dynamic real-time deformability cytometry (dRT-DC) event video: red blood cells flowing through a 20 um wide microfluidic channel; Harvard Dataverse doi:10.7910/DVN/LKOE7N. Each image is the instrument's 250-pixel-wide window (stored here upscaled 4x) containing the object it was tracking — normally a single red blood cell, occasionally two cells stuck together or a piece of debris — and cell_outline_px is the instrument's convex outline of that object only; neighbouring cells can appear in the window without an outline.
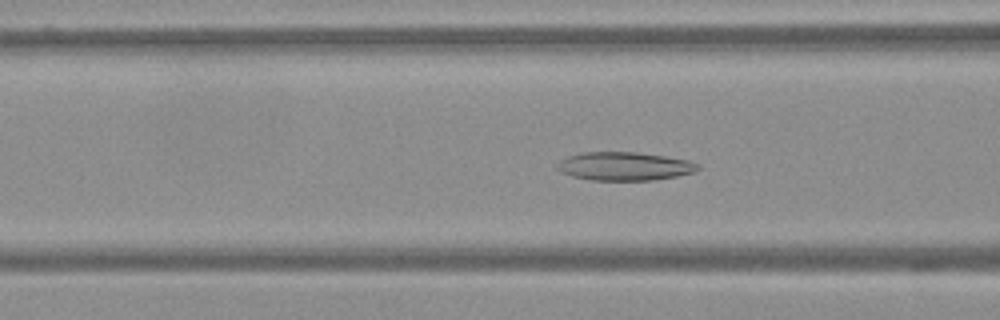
{"species": "Egyptian fruit bat (a non-hibernating species)", "species_latin": "Rousettus aegyptiacus", "temperature_condition": "warm", "stored_images_in_passage": 60, "camera_frame_rate_fps": 3000, "um_per_image_px": 0.085, "frame": {"image": 1, "passage_image": 22, "time_ms": 7.0, "image_size_px": [1000, 320], "cell_outline_px": [[700, 168], [692, 172], [676, 176], [652, 180], [592, 180], [572, 176], [560, 172], [556, 168], [556, 164], [560, 160], [568, 156], [584, 152], [636, 152], [664, 156], [688, 160], [700, 164]], "centroid_in_image_um": [53.05, 14.13], "position_along_channel_um": 113.5, "area_um2": 23.24}}
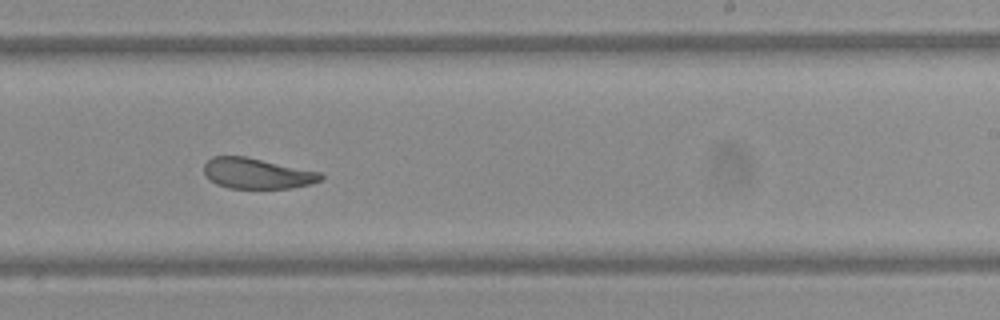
{"frame": {"image": 2, "passage_image": 36, "time_ms": 11.667, "image_size_px": [1000, 320], "cell_outline_px": [[324, 180], [312, 184], [292, 188], [228, 188], [216, 184], [204, 172], [204, 164], [212, 156], [244, 156], [320, 172], [324, 176]], "centroid_in_image_um": [21.88, 14.75], "position_along_channel_um": 267.1, "area_um2": 20.75}}
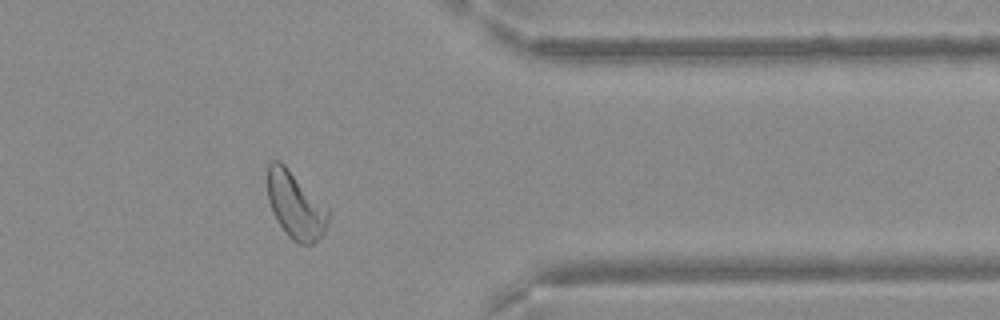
{"frame": {"image": 3, "passage_image": 48, "time_ms": 15.667, "image_size_px": [1000, 320], "cell_outline_px": [[328, 220], [324, 232], [312, 244], [300, 244], [292, 240], [288, 236], [276, 220], [272, 212], [268, 200], [268, 164], [272, 160], [280, 160], [328, 208]], "centroid_in_image_um": [25.09, 17.45], "position_along_channel_um": 386.3, "area_um2": 23.41}}